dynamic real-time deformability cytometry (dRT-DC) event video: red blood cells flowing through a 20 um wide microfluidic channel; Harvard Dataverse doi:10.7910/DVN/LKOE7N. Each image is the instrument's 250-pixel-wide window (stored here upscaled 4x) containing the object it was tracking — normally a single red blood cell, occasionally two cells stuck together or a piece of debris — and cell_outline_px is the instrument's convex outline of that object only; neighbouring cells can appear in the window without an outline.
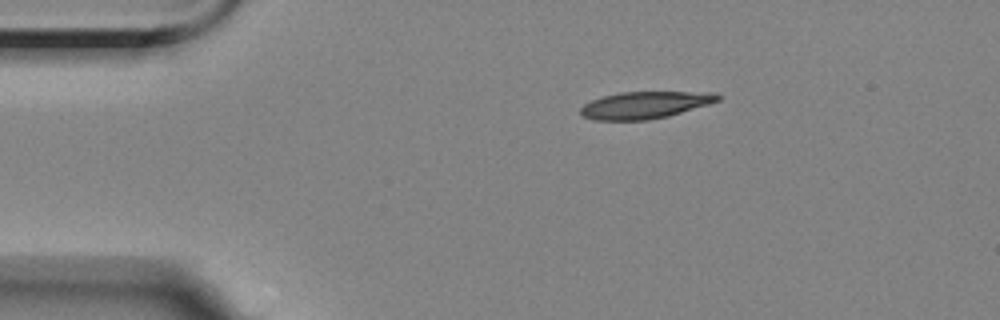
{"species": "Egyptian fruit bat (a non-hibernating species)", "species_latin": "Rousettus aegyptiacus", "temperature_condition": "room temperature", "stored_images_in_passage": 4, "camera_frame_rate_fps": 3000, "um_per_image_px": 0.085, "animal": {"sex": "female"}, "frame": {"image": 1, "passage_image": 1, "time_ms": 0.0, "image_size_px": [1000, 320], "cell_outline_px": [[724, 96], [720, 100], [708, 104], [668, 116], [648, 120], [592, 120], [580, 116], [580, 108], [584, 104], [592, 100], [604, 96], [620, 92], [716, 92]], "centroid_in_image_um": [54.82, 8.93], "position_along_channel_um": 30.2, "area_um2": 21.73}}
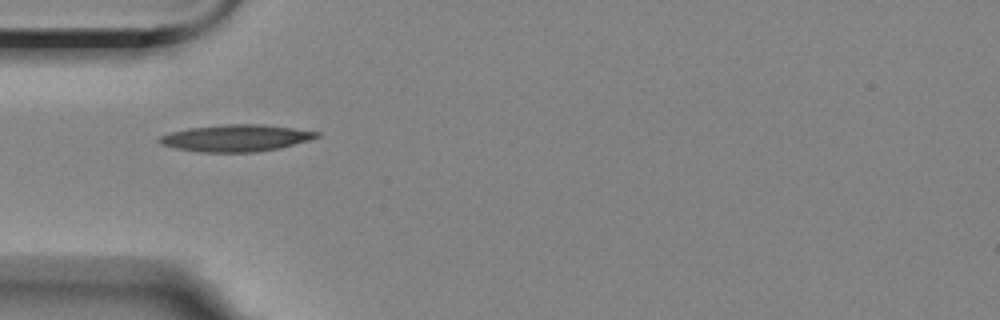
{"frame": {"image": 2, "passage_image": 3, "time_ms": 2.333, "image_size_px": [1000, 320], "cell_outline_px": [[320, 136], [308, 140], [280, 148], [256, 152], [200, 152], [176, 148], [160, 144], [156, 140], [160, 136], [172, 132], [188, 128], [228, 124], [264, 124], [320, 132]], "centroid_in_image_um": [20.05, 11.73], "position_along_channel_um": 65.0, "area_um2": 24.51}}
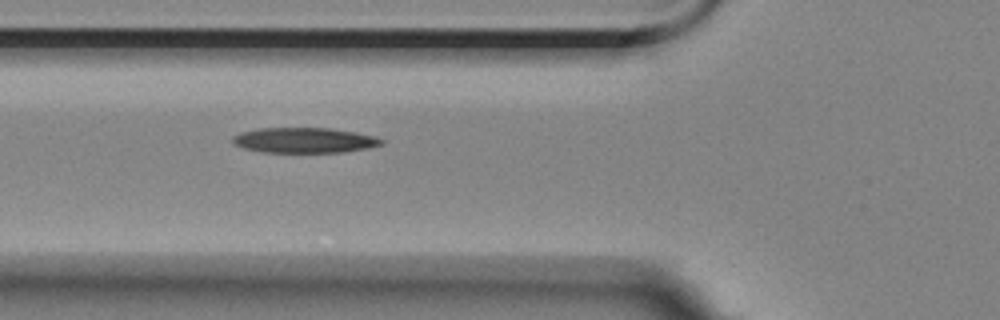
{"frame": {"image": 3, "passage_image": 4, "time_ms": 3.333, "image_size_px": [1000, 320], "cell_outline_px": [[384, 144], [368, 148], [344, 152], [264, 152], [244, 148], [232, 144], [232, 136], [240, 132], [260, 128], [332, 128], [356, 132], [376, 136], [384, 140]], "centroid_in_image_um": [25.89, 11.92], "position_along_channel_um": 99.9, "area_um2": 22.08}}